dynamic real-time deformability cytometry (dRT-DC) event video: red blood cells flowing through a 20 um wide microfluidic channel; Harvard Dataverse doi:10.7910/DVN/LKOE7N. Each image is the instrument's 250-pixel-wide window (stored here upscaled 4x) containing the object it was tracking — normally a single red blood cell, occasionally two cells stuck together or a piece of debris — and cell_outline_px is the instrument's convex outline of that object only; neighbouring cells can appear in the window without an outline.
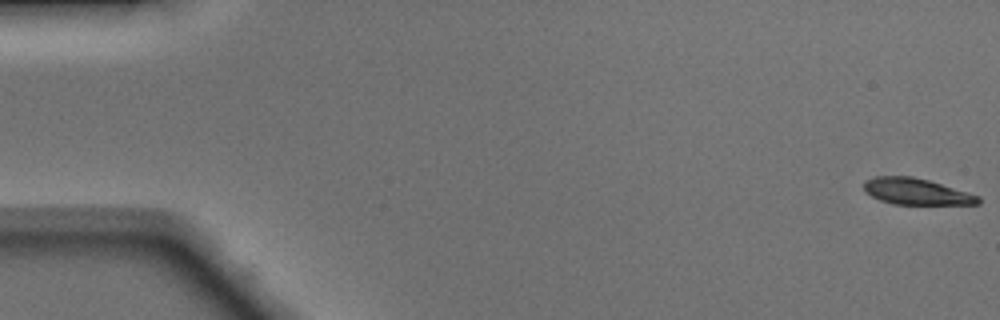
{"species": "Egyptian fruit bat (a non-hibernating species)", "species_latin": "Rousettus aegyptiacus", "temperature_condition": "warm", "stored_images_in_passage": 49, "camera_frame_rate_fps": 3000, "um_per_image_px": 0.085, "animal": {"sex": "male"}, "frame": {"image": 1, "passage_image": 1, "time_ms": 0.0, "image_size_px": [1000, 320], "cell_outline_px": [[980, 204], [896, 204], [880, 200], [864, 192], [864, 184], [868, 180], [876, 176], [912, 176], [928, 180], [980, 196]], "centroid_in_image_um": [77.88, 16.28], "position_along_channel_um": 7.1, "area_um2": 17.28}}
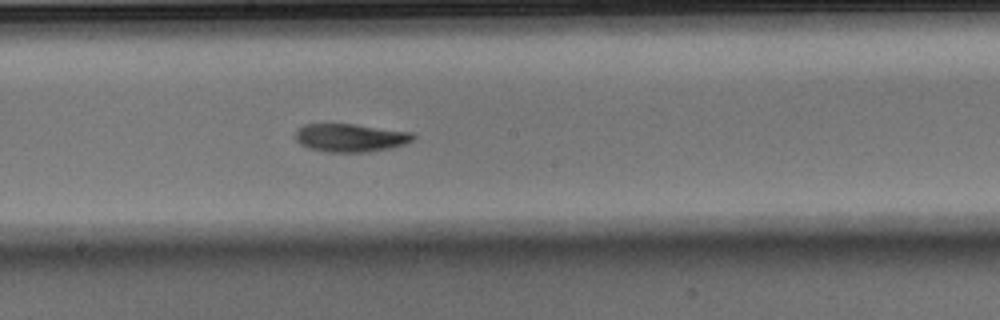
{"frame": {"image": 2, "passage_image": 27, "time_ms": 8.667, "image_size_px": [1000, 320], "cell_outline_px": [[416, 136], [412, 140], [404, 144], [392, 148], [368, 152], [324, 152], [308, 148], [300, 144], [296, 140], [296, 132], [304, 124], [356, 124], [416, 132]], "centroid_in_image_um": [29.84, 11.71], "position_along_channel_um": 218.4, "area_um2": 19.59}}
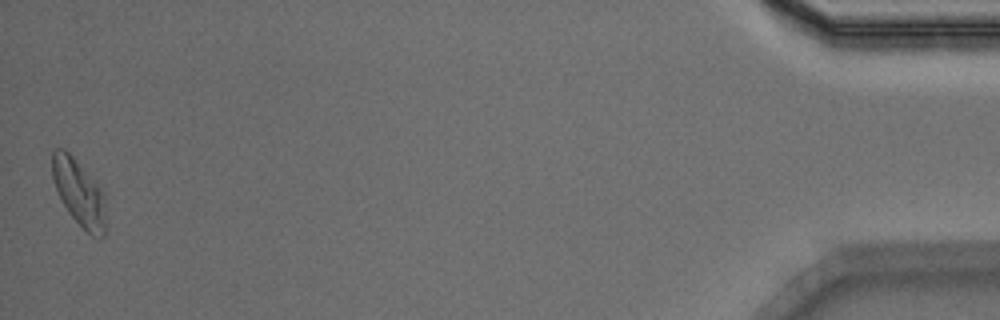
{"frame": {"image": 3, "passage_image": 49, "time_ms": 16.0, "image_size_px": [1000, 320], "cell_outline_px": [[104, 236], [100, 240], [92, 236], [68, 212], [52, 180], [52, 152], [56, 148], [64, 148], [96, 180], [104, 192]], "centroid_in_image_um": [6.72, 16.35], "position_along_channel_um": 428.5, "area_um2": 20.58}, "authors_computed_cell_mechanics": {"area_um2": 19.2474, "velocity_mm_per_s": 4.1328, "shape_relaxation_time_tau1_ms": 3.7857, "shape_relaxation_time_tau2_ms": 2.251, "deformation_change_tau1": 0.1774, "deformation_change_tau2": 0.0784}}